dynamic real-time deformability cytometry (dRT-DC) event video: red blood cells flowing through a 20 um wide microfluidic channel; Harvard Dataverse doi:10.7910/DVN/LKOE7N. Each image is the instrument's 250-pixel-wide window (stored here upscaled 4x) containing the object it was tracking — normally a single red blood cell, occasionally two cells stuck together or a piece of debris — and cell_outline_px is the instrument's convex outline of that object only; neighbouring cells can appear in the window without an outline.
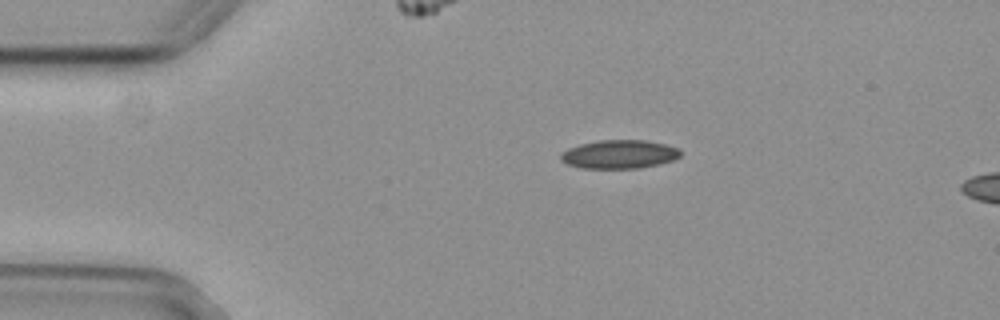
{"species": "common noctule bat (a hibernating species)", "species_latin": "Nyctalus noctula", "temperature_condition": "cold", "stored_images_in_passage": 6, "camera_frame_rate_fps": 3000, "um_per_image_px": 0.085, "animal": {"sex": "female", "body_mass_g": 29.2, "forearm_length_mm": 56.3}, "frame": {"image": 1, "passage_image": 1, "time_ms": 0.0, "image_size_px": [1000, 320], "cell_outline_px": [[680, 156], [672, 160], [640, 168], [580, 168], [568, 164], [560, 160], [560, 152], [568, 148], [580, 144], [596, 140], [648, 140], [680, 148]], "centroid_in_image_um": [52.6, 13.1], "position_along_channel_um": 32.4, "area_um2": 20.0}}